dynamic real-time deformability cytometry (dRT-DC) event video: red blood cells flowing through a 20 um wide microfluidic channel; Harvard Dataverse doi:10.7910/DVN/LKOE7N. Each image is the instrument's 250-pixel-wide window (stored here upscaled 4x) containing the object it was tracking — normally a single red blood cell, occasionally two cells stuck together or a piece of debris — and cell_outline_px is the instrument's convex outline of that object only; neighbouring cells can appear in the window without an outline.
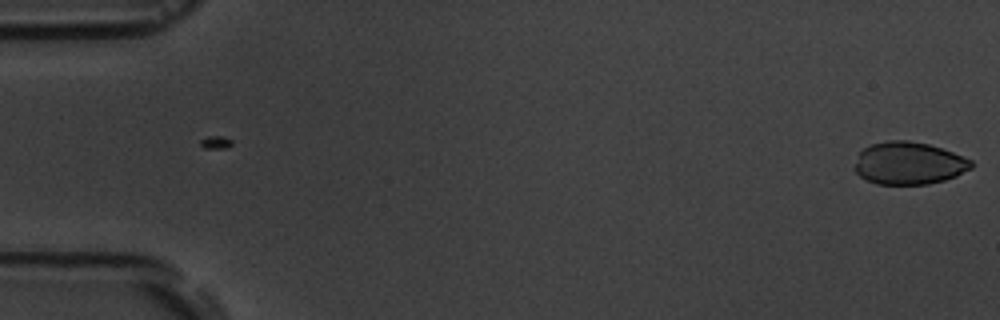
{"species": "common noctule bat (a hibernating species)", "species_latin": "Nyctalus noctula", "temperature_condition": "room temperature", "stored_images_in_passage": 2, "camera_frame_rate_fps": 3000, "um_per_image_px": 0.085, "animal": {"sex": "male", "body_mass_g": 19.5, "forearm_length_mm": 54.6}, "frame": {"image": 1, "passage_image": 2, "time_ms": 1.333, "image_size_px": [1000, 320], "cell_outline_px": [[972, 168], [956, 176], [944, 180], [928, 184], [876, 184], [860, 176], [852, 168], [860, 152], [864, 148], [872, 144], [888, 140], [908, 140], [928, 144], [952, 152], [972, 160]], "centroid_in_image_um": [77.23, 13.87], "position_along_channel_um": 7.8, "area_um2": 28.84}}